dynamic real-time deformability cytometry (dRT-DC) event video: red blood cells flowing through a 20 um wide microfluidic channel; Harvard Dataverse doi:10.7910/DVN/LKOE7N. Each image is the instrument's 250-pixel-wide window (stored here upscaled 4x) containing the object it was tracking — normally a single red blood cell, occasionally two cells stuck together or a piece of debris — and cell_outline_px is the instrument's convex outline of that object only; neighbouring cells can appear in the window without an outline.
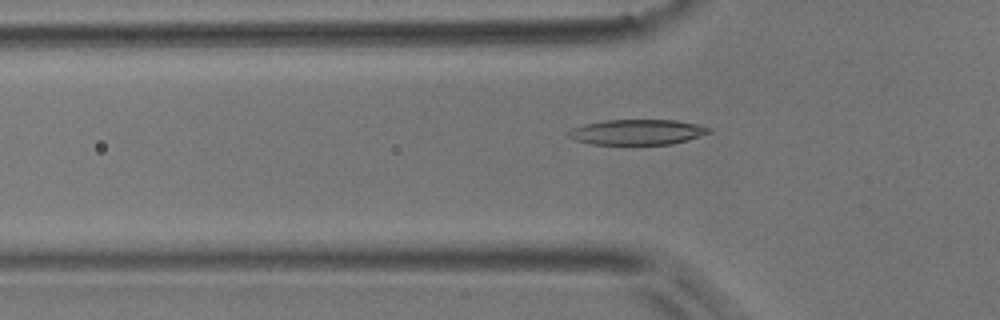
{"species": "common noctule bat (a hibernating species)", "species_latin": "Nyctalus noctula", "temperature_condition": "room temperature", "stored_images_in_passage": 43, "camera_frame_rate_fps": 3000, "um_per_image_px": 0.085, "animal": {"sex": "male", "body_mass_g": 17.9}, "frame": {"image": 1, "passage_image": 9, "time_ms": 2.667, "image_size_px": [1000, 320], "cell_outline_px": [[712, 132], [688, 140], [672, 144], [592, 144], [576, 140], [568, 136], [568, 132], [572, 128], [584, 124], [604, 120], [676, 120], [696, 124], [712, 128]], "centroid_in_image_um": [54.19, 11.22], "position_along_channel_um": 71.6, "area_um2": 20.69}}
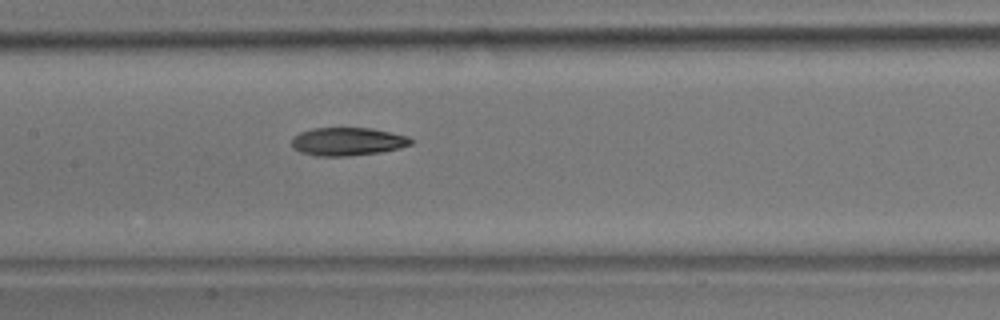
{"frame": {"image": 2, "passage_image": 17, "time_ms": 5.333, "image_size_px": [1000, 320], "cell_outline_px": [[412, 144], [400, 148], [380, 152], [348, 156], [316, 156], [300, 152], [292, 148], [292, 136], [300, 132], [312, 128], [372, 128], [408, 136], [412, 140]], "centroid_in_image_um": [29.52, 12.03], "position_along_channel_um": 177.9, "area_um2": 19.65}}
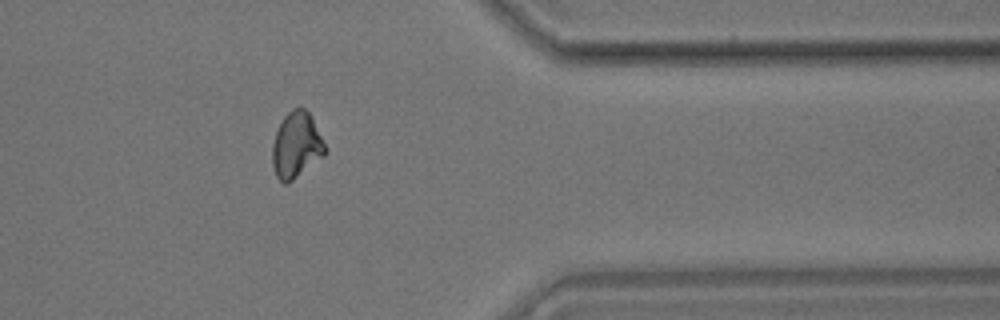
{"frame": {"image": 3, "passage_image": 34, "time_ms": 11.0, "image_size_px": [1000, 320], "cell_outline_px": [[328, 152], [324, 156], [288, 184], [284, 184], [276, 176], [272, 164], [272, 144], [276, 132], [284, 116], [292, 108], [304, 108], [312, 116], [328, 148]], "centroid_in_image_um": [25.22, 12.35], "position_along_channel_um": 386.2, "area_um2": 20.58}, "authors_computed_cell_mechanics": {"area_um2": 19.941, "velocity_mm_per_s": 3.9448, "shape_relaxation_time_tau1_ms": 11.2824, "shape_relaxation_time_tau2_ms": 3.5782, "deformation_change_tau1": 0.2728, "deformation_change_tau2": 0.1}}